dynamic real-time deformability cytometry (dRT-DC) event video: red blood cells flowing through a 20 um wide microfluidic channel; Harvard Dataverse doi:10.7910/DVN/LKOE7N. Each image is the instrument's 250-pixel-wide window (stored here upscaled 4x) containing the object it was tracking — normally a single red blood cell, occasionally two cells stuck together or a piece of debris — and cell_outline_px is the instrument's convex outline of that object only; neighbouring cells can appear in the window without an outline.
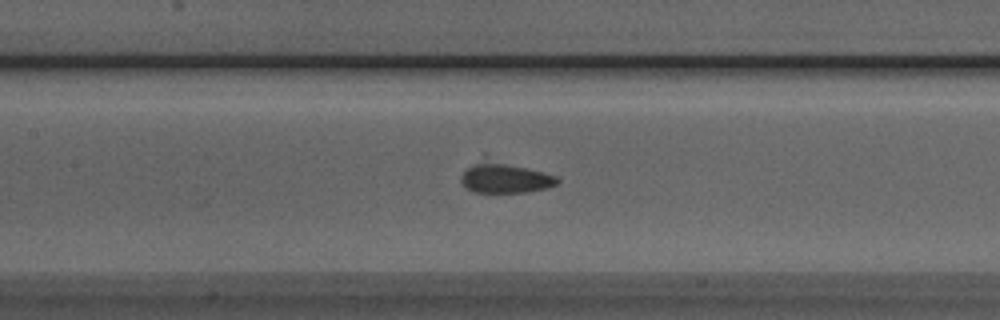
{"species": "Egyptian fruit bat (a non-hibernating species)", "species_latin": "Rousettus aegyptiacus", "temperature_condition": "room temperature", "stored_images_in_passage": 31, "camera_frame_rate_fps": 3000, "um_per_image_px": 0.085, "animal": {"sex": "male"}, "frame": {"image": 1, "passage_image": 8, "time_ms": 2.333, "image_size_px": [1000, 320], "cell_outline_px": [[560, 180], [556, 184], [548, 188], [528, 192], [472, 192], [460, 180], [460, 176], [484, 152], [556, 176]], "centroid_in_image_um": [42.89, 15.0], "position_along_channel_um": 164.5, "area_um2": 18.38}}
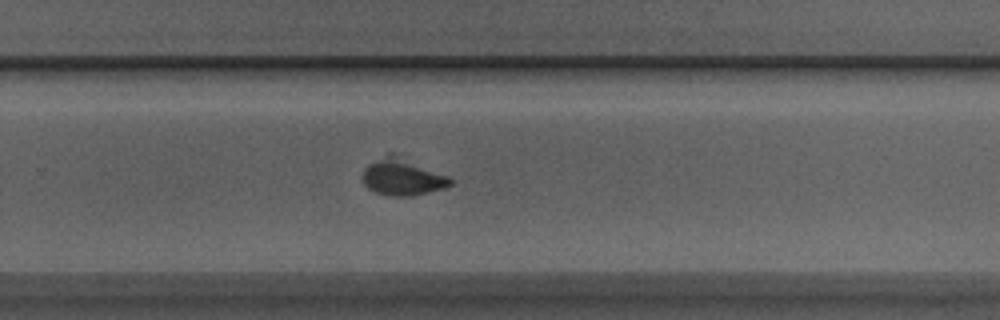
{"frame": {"image": 2, "passage_image": 18, "time_ms": 5.667, "image_size_px": [1000, 320], "cell_outline_px": [[452, 184], [444, 188], [412, 196], [392, 196], [376, 192], [368, 188], [364, 184], [364, 168], [368, 164], [388, 152], [392, 152], [448, 176], [452, 180]], "centroid_in_image_um": [34.2, 15.03], "position_along_channel_um": 295.6, "area_um2": 18.73}}
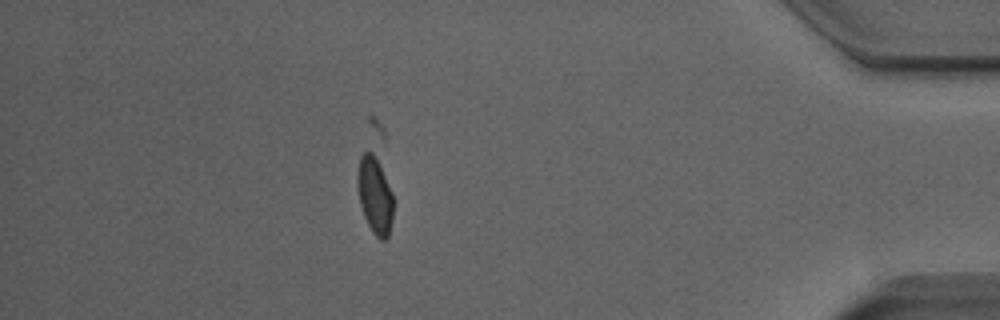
{"frame": {"image": 3, "passage_image": 30, "time_ms": 9.667, "image_size_px": [1000, 320], "cell_outline_px": [[392, 220], [388, 236], [384, 240], [380, 240], [372, 232], [364, 216], [360, 204], [356, 184], [356, 172], [360, 156], [364, 152], [372, 152], [392, 192]], "centroid_in_image_um": [31.82, 16.63], "position_along_channel_um": 403.4, "area_um2": 15.84}}